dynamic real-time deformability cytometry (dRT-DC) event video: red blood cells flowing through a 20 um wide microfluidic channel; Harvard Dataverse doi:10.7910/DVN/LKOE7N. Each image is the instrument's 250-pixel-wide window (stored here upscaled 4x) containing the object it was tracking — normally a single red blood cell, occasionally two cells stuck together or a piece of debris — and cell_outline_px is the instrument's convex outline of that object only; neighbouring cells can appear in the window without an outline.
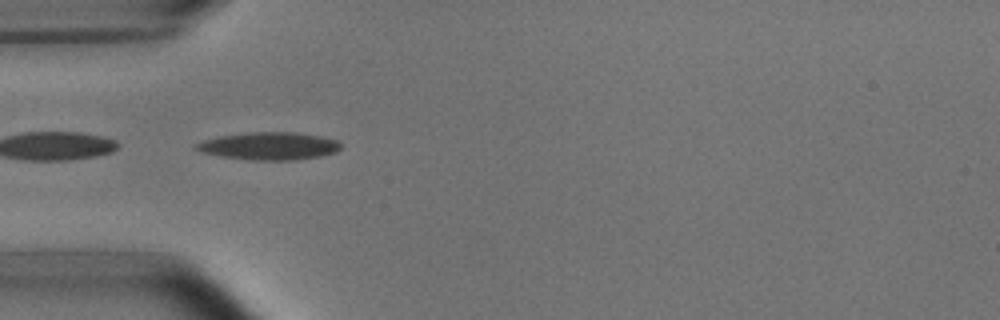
{"species": "common noctule bat (a hibernating species)", "species_latin": "Nyctalus noctula", "temperature_condition": "room temperature", "stored_images_in_passage": 8, "camera_frame_rate_fps": 3000, "um_per_image_px": 0.085, "animal": {"sex": "male", "body_mass_g": 15.6}, "frame": {"image": 1, "passage_image": 4, "time_ms": 4.0, "image_size_px": [1000, 320], "cell_outline_px": [[340, 148], [336, 152], [320, 156], [296, 160], [252, 160], [220, 156], [204, 152], [192, 148], [196, 144], [204, 140], [220, 136], [252, 132], [296, 132], [320, 136], [336, 140], [340, 144]], "centroid_in_image_um": [22.88, 12.41], "position_along_channel_um": 62.1, "area_um2": 23.12}}
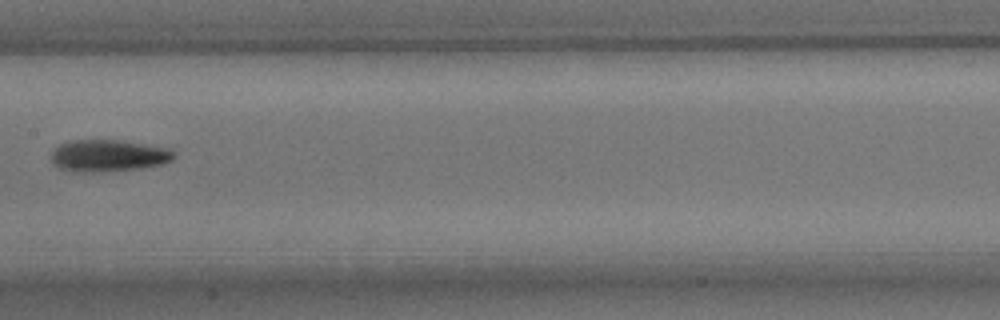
{"frame": {"image": 2, "passage_image": 7, "time_ms": 7.667, "image_size_px": [1000, 320], "cell_outline_px": [[176, 156], [172, 160], [164, 164], [140, 168], [92, 172], [84, 172], [60, 168], [52, 164], [52, 152], [60, 144], [68, 140], [120, 140], [168, 148]], "centroid_in_image_um": [9.21, 13.22], "position_along_channel_um": 198.2, "area_um2": 22.6}}
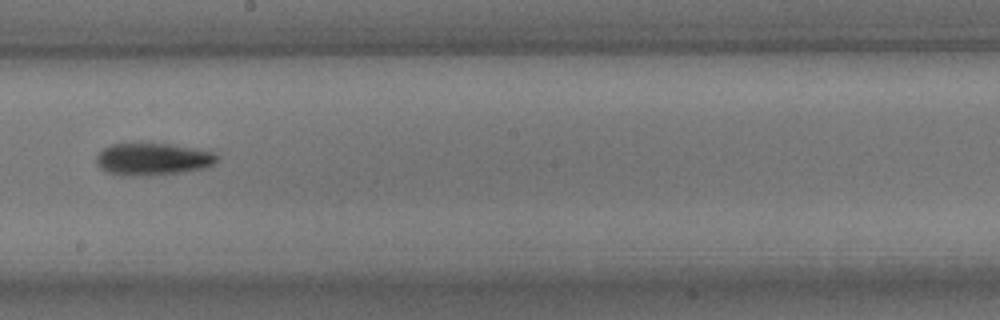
{"frame": {"image": 3, "passage_image": 8, "time_ms": 8.667, "image_size_px": [1000, 320], "cell_outline_px": [[220, 156], [208, 168], [180, 172], [148, 176], [120, 176], [108, 172], [100, 168], [96, 164], [96, 156], [104, 148], [112, 144], [168, 144], [216, 152]], "centroid_in_image_um": [12.99, 13.55], "position_along_channel_um": 235.2, "area_um2": 22.72}}